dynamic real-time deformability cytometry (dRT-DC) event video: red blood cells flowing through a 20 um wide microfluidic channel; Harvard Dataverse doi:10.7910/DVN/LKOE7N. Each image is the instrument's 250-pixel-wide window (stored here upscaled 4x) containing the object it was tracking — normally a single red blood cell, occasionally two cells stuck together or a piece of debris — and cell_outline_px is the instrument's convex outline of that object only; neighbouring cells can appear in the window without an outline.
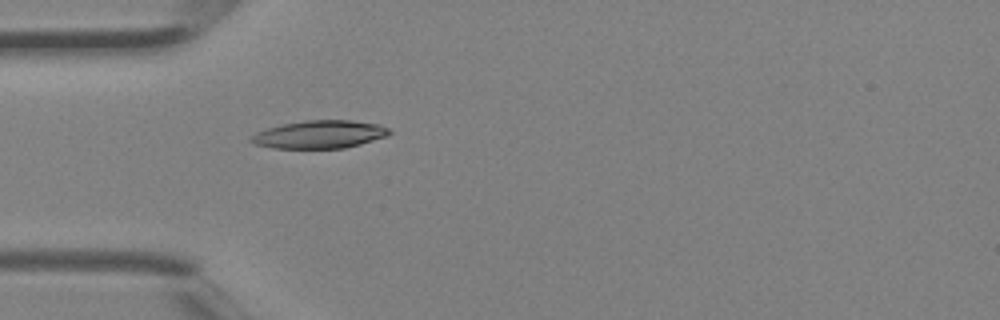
{"species": "Egyptian fruit bat (a non-hibernating species)", "species_latin": "Rousettus aegyptiacus", "temperature_condition": "room temperature", "stored_images_in_passage": 2, "camera_frame_rate_fps": 3000, "um_per_image_px": 0.085, "animal": {"sex": "female"}, "frame": {"image": 1, "passage_image": 2, "time_ms": 0.333, "image_size_px": [1000, 320], "cell_outline_px": [[392, 132], [388, 136], [360, 144], [344, 148], [272, 148], [256, 144], [248, 140], [256, 132], [268, 128], [284, 124], [304, 120], [352, 120], [380, 124], [388, 128]], "centroid_in_image_um": [27.2, 11.42], "position_along_channel_um": 57.8, "area_um2": 22.48}}